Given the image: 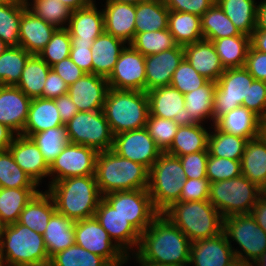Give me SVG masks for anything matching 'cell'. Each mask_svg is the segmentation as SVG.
Here are the masks:
<instances>
[{
  "label": "cell",
  "mask_w": 266,
  "mask_h": 266,
  "mask_svg": "<svg viewBox=\"0 0 266 266\" xmlns=\"http://www.w3.org/2000/svg\"><path fill=\"white\" fill-rule=\"evenodd\" d=\"M10 1H13V0H0V3H6V2H10Z\"/></svg>",
  "instance_id": "obj_75"
},
{
  "label": "cell",
  "mask_w": 266,
  "mask_h": 266,
  "mask_svg": "<svg viewBox=\"0 0 266 266\" xmlns=\"http://www.w3.org/2000/svg\"><path fill=\"white\" fill-rule=\"evenodd\" d=\"M253 266H266V251L253 263Z\"/></svg>",
  "instance_id": "obj_71"
},
{
  "label": "cell",
  "mask_w": 266,
  "mask_h": 266,
  "mask_svg": "<svg viewBox=\"0 0 266 266\" xmlns=\"http://www.w3.org/2000/svg\"><path fill=\"white\" fill-rule=\"evenodd\" d=\"M67 92L68 85L51 69L44 83L43 98L56 99L61 95L67 94Z\"/></svg>",
  "instance_id": "obj_62"
},
{
  "label": "cell",
  "mask_w": 266,
  "mask_h": 266,
  "mask_svg": "<svg viewBox=\"0 0 266 266\" xmlns=\"http://www.w3.org/2000/svg\"><path fill=\"white\" fill-rule=\"evenodd\" d=\"M95 218L127 256L136 252L141 233L103 198L99 201Z\"/></svg>",
  "instance_id": "obj_17"
},
{
  "label": "cell",
  "mask_w": 266,
  "mask_h": 266,
  "mask_svg": "<svg viewBox=\"0 0 266 266\" xmlns=\"http://www.w3.org/2000/svg\"><path fill=\"white\" fill-rule=\"evenodd\" d=\"M207 81L208 80L200 75L184 58L173 73L170 85L182 94H187L203 86Z\"/></svg>",
  "instance_id": "obj_53"
},
{
  "label": "cell",
  "mask_w": 266,
  "mask_h": 266,
  "mask_svg": "<svg viewBox=\"0 0 266 266\" xmlns=\"http://www.w3.org/2000/svg\"><path fill=\"white\" fill-rule=\"evenodd\" d=\"M51 69L57 73L68 86L75 83L86 74V72L80 69L70 57L51 66Z\"/></svg>",
  "instance_id": "obj_61"
},
{
  "label": "cell",
  "mask_w": 266,
  "mask_h": 266,
  "mask_svg": "<svg viewBox=\"0 0 266 266\" xmlns=\"http://www.w3.org/2000/svg\"><path fill=\"white\" fill-rule=\"evenodd\" d=\"M27 9L56 28H67L72 10L58 0H25Z\"/></svg>",
  "instance_id": "obj_46"
},
{
  "label": "cell",
  "mask_w": 266,
  "mask_h": 266,
  "mask_svg": "<svg viewBox=\"0 0 266 266\" xmlns=\"http://www.w3.org/2000/svg\"><path fill=\"white\" fill-rule=\"evenodd\" d=\"M0 266H4V265H3V261H2L1 259H0Z\"/></svg>",
  "instance_id": "obj_77"
},
{
  "label": "cell",
  "mask_w": 266,
  "mask_h": 266,
  "mask_svg": "<svg viewBox=\"0 0 266 266\" xmlns=\"http://www.w3.org/2000/svg\"><path fill=\"white\" fill-rule=\"evenodd\" d=\"M262 122L252 111L240 106L221 116L214 125L225 133L250 140L262 134Z\"/></svg>",
  "instance_id": "obj_29"
},
{
  "label": "cell",
  "mask_w": 266,
  "mask_h": 266,
  "mask_svg": "<svg viewBox=\"0 0 266 266\" xmlns=\"http://www.w3.org/2000/svg\"><path fill=\"white\" fill-rule=\"evenodd\" d=\"M55 212V204L50 194L46 190H39L24 207L17 222L43 235Z\"/></svg>",
  "instance_id": "obj_32"
},
{
  "label": "cell",
  "mask_w": 266,
  "mask_h": 266,
  "mask_svg": "<svg viewBox=\"0 0 266 266\" xmlns=\"http://www.w3.org/2000/svg\"><path fill=\"white\" fill-rule=\"evenodd\" d=\"M6 226L7 224L0 218V244L5 233Z\"/></svg>",
  "instance_id": "obj_73"
},
{
  "label": "cell",
  "mask_w": 266,
  "mask_h": 266,
  "mask_svg": "<svg viewBox=\"0 0 266 266\" xmlns=\"http://www.w3.org/2000/svg\"><path fill=\"white\" fill-rule=\"evenodd\" d=\"M244 68L254 79L266 83V53L255 50L250 45Z\"/></svg>",
  "instance_id": "obj_60"
},
{
  "label": "cell",
  "mask_w": 266,
  "mask_h": 266,
  "mask_svg": "<svg viewBox=\"0 0 266 266\" xmlns=\"http://www.w3.org/2000/svg\"><path fill=\"white\" fill-rule=\"evenodd\" d=\"M54 101L64 124H66L76 115V113L79 112L77 106L74 104L68 93L59 96L54 99Z\"/></svg>",
  "instance_id": "obj_63"
},
{
  "label": "cell",
  "mask_w": 266,
  "mask_h": 266,
  "mask_svg": "<svg viewBox=\"0 0 266 266\" xmlns=\"http://www.w3.org/2000/svg\"><path fill=\"white\" fill-rule=\"evenodd\" d=\"M104 32L130 44L135 37L136 5L122 2H105Z\"/></svg>",
  "instance_id": "obj_24"
},
{
  "label": "cell",
  "mask_w": 266,
  "mask_h": 266,
  "mask_svg": "<svg viewBox=\"0 0 266 266\" xmlns=\"http://www.w3.org/2000/svg\"><path fill=\"white\" fill-rule=\"evenodd\" d=\"M4 266H49L42 234L18 222L7 225L0 244Z\"/></svg>",
  "instance_id": "obj_5"
},
{
  "label": "cell",
  "mask_w": 266,
  "mask_h": 266,
  "mask_svg": "<svg viewBox=\"0 0 266 266\" xmlns=\"http://www.w3.org/2000/svg\"><path fill=\"white\" fill-rule=\"evenodd\" d=\"M126 43L106 32L98 36L92 46V73L108 78Z\"/></svg>",
  "instance_id": "obj_28"
},
{
  "label": "cell",
  "mask_w": 266,
  "mask_h": 266,
  "mask_svg": "<svg viewBox=\"0 0 266 266\" xmlns=\"http://www.w3.org/2000/svg\"><path fill=\"white\" fill-rule=\"evenodd\" d=\"M250 45L255 50L266 53V31L254 30L250 36Z\"/></svg>",
  "instance_id": "obj_65"
},
{
  "label": "cell",
  "mask_w": 266,
  "mask_h": 266,
  "mask_svg": "<svg viewBox=\"0 0 266 266\" xmlns=\"http://www.w3.org/2000/svg\"><path fill=\"white\" fill-rule=\"evenodd\" d=\"M228 266H253V264L241 259H234Z\"/></svg>",
  "instance_id": "obj_70"
},
{
  "label": "cell",
  "mask_w": 266,
  "mask_h": 266,
  "mask_svg": "<svg viewBox=\"0 0 266 266\" xmlns=\"http://www.w3.org/2000/svg\"><path fill=\"white\" fill-rule=\"evenodd\" d=\"M254 78L244 68L225 69L216 82L213 103V125L229 111L248 102V92Z\"/></svg>",
  "instance_id": "obj_11"
},
{
  "label": "cell",
  "mask_w": 266,
  "mask_h": 266,
  "mask_svg": "<svg viewBox=\"0 0 266 266\" xmlns=\"http://www.w3.org/2000/svg\"><path fill=\"white\" fill-rule=\"evenodd\" d=\"M112 150L121 157L140 163L148 169L162 153L146 128L114 135Z\"/></svg>",
  "instance_id": "obj_16"
},
{
  "label": "cell",
  "mask_w": 266,
  "mask_h": 266,
  "mask_svg": "<svg viewBox=\"0 0 266 266\" xmlns=\"http://www.w3.org/2000/svg\"><path fill=\"white\" fill-rule=\"evenodd\" d=\"M69 143L107 151L113 147L114 135L103 110L79 111L65 124Z\"/></svg>",
  "instance_id": "obj_10"
},
{
  "label": "cell",
  "mask_w": 266,
  "mask_h": 266,
  "mask_svg": "<svg viewBox=\"0 0 266 266\" xmlns=\"http://www.w3.org/2000/svg\"><path fill=\"white\" fill-rule=\"evenodd\" d=\"M210 182L207 178H186L179 201H203L209 199Z\"/></svg>",
  "instance_id": "obj_57"
},
{
  "label": "cell",
  "mask_w": 266,
  "mask_h": 266,
  "mask_svg": "<svg viewBox=\"0 0 266 266\" xmlns=\"http://www.w3.org/2000/svg\"><path fill=\"white\" fill-rule=\"evenodd\" d=\"M51 67L38 55L32 54L23 68L21 78L16 85L30 99L43 98L45 80Z\"/></svg>",
  "instance_id": "obj_39"
},
{
  "label": "cell",
  "mask_w": 266,
  "mask_h": 266,
  "mask_svg": "<svg viewBox=\"0 0 266 266\" xmlns=\"http://www.w3.org/2000/svg\"><path fill=\"white\" fill-rule=\"evenodd\" d=\"M216 0H164L165 6L176 12L192 13L201 17Z\"/></svg>",
  "instance_id": "obj_59"
},
{
  "label": "cell",
  "mask_w": 266,
  "mask_h": 266,
  "mask_svg": "<svg viewBox=\"0 0 266 266\" xmlns=\"http://www.w3.org/2000/svg\"><path fill=\"white\" fill-rule=\"evenodd\" d=\"M201 27L207 41L242 35L216 2L201 16Z\"/></svg>",
  "instance_id": "obj_42"
},
{
  "label": "cell",
  "mask_w": 266,
  "mask_h": 266,
  "mask_svg": "<svg viewBox=\"0 0 266 266\" xmlns=\"http://www.w3.org/2000/svg\"><path fill=\"white\" fill-rule=\"evenodd\" d=\"M208 137V151L211 156L241 160L247 138L225 133L211 125ZM212 131V132H211Z\"/></svg>",
  "instance_id": "obj_41"
},
{
  "label": "cell",
  "mask_w": 266,
  "mask_h": 266,
  "mask_svg": "<svg viewBox=\"0 0 266 266\" xmlns=\"http://www.w3.org/2000/svg\"><path fill=\"white\" fill-rule=\"evenodd\" d=\"M8 149L17 165L37 186L44 178L49 177V165L44 160L39 147L30 137L16 135Z\"/></svg>",
  "instance_id": "obj_21"
},
{
  "label": "cell",
  "mask_w": 266,
  "mask_h": 266,
  "mask_svg": "<svg viewBox=\"0 0 266 266\" xmlns=\"http://www.w3.org/2000/svg\"><path fill=\"white\" fill-rule=\"evenodd\" d=\"M263 190L242 174L234 179L210 183L209 201L223 218L249 214Z\"/></svg>",
  "instance_id": "obj_8"
},
{
  "label": "cell",
  "mask_w": 266,
  "mask_h": 266,
  "mask_svg": "<svg viewBox=\"0 0 266 266\" xmlns=\"http://www.w3.org/2000/svg\"><path fill=\"white\" fill-rule=\"evenodd\" d=\"M107 81L109 88L146 92L145 56L127 44Z\"/></svg>",
  "instance_id": "obj_15"
},
{
  "label": "cell",
  "mask_w": 266,
  "mask_h": 266,
  "mask_svg": "<svg viewBox=\"0 0 266 266\" xmlns=\"http://www.w3.org/2000/svg\"><path fill=\"white\" fill-rule=\"evenodd\" d=\"M65 126L54 99L34 98L31 100L27 121L21 135L30 137L50 128Z\"/></svg>",
  "instance_id": "obj_30"
},
{
  "label": "cell",
  "mask_w": 266,
  "mask_h": 266,
  "mask_svg": "<svg viewBox=\"0 0 266 266\" xmlns=\"http://www.w3.org/2000/svg\"><path fill=\"white\" fill-rule=\"evenodd\" d=\"M216 90V82L207 81L198 89L184 94L185 110L191 115V125L207 123L205 120H210L213 125V103Z\"/></svg>",
  "instance_id": "obj_36"
},
{
  "label": "cell",
  "mask_w": 266,
  "mask_h": 266,
  "mask_svg": "<svg viewBox=\"0 0 266 266\" xmlns=\"http://www.w3.org/2000/svg\"><path fill=\"white\" fill-rule=\"evenodd\" d=\"M103 111L113 135L145 128L149 116L147 93L109 88Z\"/></svg>",
  "instance_id": "obj_6"
},
{
  "label": "cell",
  "mask_w": 266,
  "mask_h": 266,
  "mask_svg": "<svg viewBox=\"0 0 266 266\" xmlns=\"http://www.w3.org/2000/svg\"><path fill=\"white\" fill-rule=\"evenodd\" d=\"M255 30L266 31V0L258 1Z\"/></svg>",
  "instance_id": "obj_67"
},
{
  "label": "cell",
  "mask_w": 266,
  "mask_h": 266,
  "mask_svg": "<svg viewBox=\"0 0 266 266\" xmlns=\"http://www.w3.org/2000/svg\"><path fill=\"white\" fill-rule=\"evenodd\" d=\"M25 0L0 3V39L9 46H19V27Z\"/></svg>",
  "instance_id": "obj_44"
},
{
  "label": "cell",
  "mask_w": 266,
  "mask_h": 266,
  "mask_svg": "<svg viewBox=\"0 0 266 266\" xmlns=\"http://www.w3.org/2000/svg\"><path fill=\"white\" fill-rule=\"evenodd\" d=\"M185 180L179 157L162 152L149 169L147 188L152 204L159 214L179 202Z\"/></svg>",
  "instance_id": "obj_7"
},
{
  "label": "cell",
  "mask_w": 266,
  "mask_h": 266,
  "mask_svg": "<svg viewBox=\"0 0 266 266\" xmlns=\"http://www.w3.org/2000/svg\"><path fill=\"white\" fill-rule=\"evenodd\" d=\"M39 147L48 165L63 151L69 143L65 126L50 128L30 136Z\"/></svg>",
  "instance_id": "obj_48"
},
{
  "label": "cell",
  "mask_w": 266,
  "mask_h": 266,
  "mask_svg": "<svg viewBox=\"0 0 266 266\" xmlns=\"http://www.w3.org/2000/svg\"><path fill=\"white\" fill-rule=\"evenodd\" d=\"M242 175L262 190L266 187V138L250 139L241 158Z\"/></svg>",
  "instance_id": "obj_31"
},
{
  "label": "cell",
  "mask_w": 266,
  "mask_h": 266,
  "mask_svg": "<svg viewBox=\"0 0 266 266\" xmlns=\"http://www.w3.org/2000/svg\"><path fill=\"white\" fill-rule=\"evenodd\" d=\"M191 243L178 227L159 214L141 233L134 255L140 261L189 266Z\"/></svg>",
  "instance_id": "obj_1"
},
{
  "label": "cell",
  "mask_w": 266,
  "mask_h": 266,
  "mask_svg": "<svg viewBox=\"0 0 266 266\" xmlns=\"http://www.w3.org/2000/svg\"><path fill=\"white\" fill-rule=\"evenodd\" d=\"M224 69L244 67L250 47V36L225 37L211 41Z\"/></svg>",
  "instance_id": "obj_40"
},
{
  "label": "cell",
  "mask_w": 266,
  "mask_h": 266,
  "mask_svg": "<svg viewBox=\"0 0 266 266\" xmlns=\"http://www.w3.org/2000/svg\"><path fill=\"white\" fill-rule=\"evenodd\" d=\"M130 45L143 56L158 54L178 46L168 29L137 33Z\"/></svg>",
  "instance_id": "obj_47"
},
{
  "label": "cell",
  "mask_w": 266,
  "mask_h": 266,
  "mask_svg": "<svg viewBox=\"0 0 266 266\" xmlns=\"http://www.w3.org/2000/svg\"><path fill=\"white\" fill-rule=\"evenodd\" d=\"M235 258L224 232L191 243L189 266H228Z\"/></svg>",
  "instance_id": "obj_20"
},
{
  "label": "cell",
  "mask_w": 266,
  "mask_h": 266,
  "mask_svg": "<svg viewBox=\"0 0 266 266\" xmlns=\"http://www.w3.org/2000/svg\"><path fill=\"white\" fill-rule=\"evenodd\" d=\"M97 151L91 147L68 143L49 165V184L68 177L95 175Z\"/></svg>",
  "instance_id": "obj_14"
},
{
  "label": "cell",
  "mask_w": 266,
  "mask_h": 266,
  "mask_svg": "<svg viewBox=\"0 0 266 266\" xmlns=\"http://www.w3.org/2000/svg\"><path fill=\"white\" fill-rule=\"evenodd\" d=\"M256 223L266 232V195L262 194L250 212Z\"/></svg>",
  "instance_id": "obj_64"
},
{
  "label": "cell",
  "mask_w": 266,
  "mask_h": 266,
  "mask_svg": "<svg viewBox=\"0 0 266 266\" xmlns=\"http://www.w3.org/2000/svg\"><path fill=\"white\" fill-rule=\"evenodd\" d=\"M31 55L21 46H9L0 55V85L16 86Z\"/></svg>",
  "instance_id": "obj_45"
},
{
  "label": "cell",
  "mask_w": 266,
  "mask_h": 266,
  "mask_svg": "<svg viewBox=\"0 0 266 266\" xmlns=\"http://www.w3.org/2000/svg\"><path fill=\"white\" fill-rule=\"evenodd\" d=\"M135 35L168 29L169 9L161 0H144L136 4Z\"/></svg>",
  "instance_id": "obj_35"
},
{
  "label": "cell",
  "mask_w": 266,
  "mask_h": 266,
  "mask_svg": "<svg viewBox=\"0 0 266 266\" xmlns=\"http://www.w3.org/2000/svg\"><path fill=\"white\" fill-rule=\"evenodd\" d=\"M57 28L26 9L21 16L19 27V46L28 53L38 55L51 40Z\"/></svg>",
  "instance_id": "obj_27"
},
{
  "label": "cell",
  "mask_w": 266,
  "mask_h": 266,
  "mask_svg": "<svg viewBox=\"0 0 266 266\" xmlns=\"http://www.w3.org/2000/svg\"><path fill=\"white\" fill-rule=\"evenodd\" d=\"M38 191V188H0V218L7 225L16 223L24 207Z\"/></svg>",
  "instance_id": "obj_43"
},
{
  "label": "cell",
  "mask_w": 266,
  "mask_h": 266,
  "mask_svg": "<svg viewBox=\"0 0 266 266\" xmlns=\"http://www.w3.org/2000/svg\"><path fill=\"white\" fill-rule=\"evenodd\" d=\"M184 58L209 81L217 82L225 71L211 41L203 39L184 46Z\"/></svg>",
  "instance_id": "obj_26"
},
{
  "label": "cell",
  "mask_w": 266,
  "mask_h": 266,
  "mask_svg": "<svg viewBox=\"0 0 266 266\" xmlns=\"http://www.w3.org/2000/svg\"><path fill=\"white\" fill-rule=\"evenodd\" d=\"M9 47L4 41L0 39V55Z\"/></svg>",
  "instance_id": "obj_74"
},
{
  "label": "cell",
  "mask_w": 266,
  "mask_h": 266,
  "mask_svg": "<svg viewBox=\"0 0 266 266\" xmlns=\"http://www.w3.org/2000/svg\"><path fill=\"white\" fill-rule=\"evenodd\" d=\"M0 188H38L17 165L9 149L0 152Z\"/></svg>",
  "instance_id": "obj_49"
},
{
  "label": "cell",
  "mask_w": 266,
  "mask_h": 266,
  "mask_svg": "<svg viewBox=\"0 0 266 266\" xmlns=\"http://www.w3.org/2000/svg\"><path fill=\"white\" fill-rule=\"evenodd\" d=\"M191 241L208 239L223 232V217L209 200L176 202L163 213Z\"/></svg>",
  "instance_id": "obj_4"
},
{
  "label": "cell",
  "mask_w": 266,
  "mask_h": 266,
  "mask_svg": "<svg viewBox=\"0 0 266 266\" xmlns=\"http://www.w3.org/2000/svg\"><path fill=\"white\" fill-rule=\"evenodd\" d=\"M74 230L76 245L100 255L112 266L128 263V256L112 241L95 216L75 221Z\"/></svg>",
  "instance_id": "obj_13"
},
{
  "label": "cell",
  "mask_w": 266,
  "mask_h": 266,
  "mask_svg": "<svg viewBox=\"0 0 266 266\" xmlns=\"http://www.w3.org/2000/svg\"><path fill=\"white\" fill-rule=\"evenodd\" d=\"M240 33L251 36L256 29V0H216Z\"/></svg>",
  "instance_id": "obj_38"
},
{
  "label": "cell",
  "mask_w": 266,
  "mask_h": 266,
  "mask_svg": "<svg viewBox=\"0 0 266 266\" xmlns=\"http://www.w3.org/2000/svg\"><path fill=\"white\" fill-rule=\"evenodd\" d=\"M144 0H106L105 2H122L136 5L137 3Z\"/></svg>",
  "instance_id": "obj_72"
},
{
  "label": "cell",
  "mask_w": 266,
  "mask_h": 266,
  "mask_svg": "<svg viewBox=\"0 0 266 266\" xmlns=\"http://www.w3.org/2000/svg\"><path fill=\"white\" fill-rule=\"evenodd\" d=\"M31 100L16 86L0 85V123L16 135L23 132Z\"/></svg>",
  "instance_id": "obj_23"
},
{
  "label": "cell",
  "mask_w": 266,
  "mask_h": 266,
  "mask_svg": "<svg viewBox=\"0 0 266 266\" xmlns=\"http://www.w3.org/2000/svg\"><path fill=\"white\" fill-rule=\"evenodd\" d=\"M131 258L134 259V261H137L136 263H138L139 266H176V265H170V264L169 265L168 264H155V263H150L147 261H140L134 254L129 255L127 261H131Z\"/></svg>",
  "instance_id": "obj_69"
},
{
  "label": "cell",
  "mask_w": 266,
  "mask_h": 266,
  "mask_svg": "<svg viewBox=\"0 0 266 266\" xmlns=\"http://www.w3.org/2000/svg\"><path fill=\"white\" fill-rule=\"evenodd\" d=\"M70 37L79 42L93 43L104 32V15L96 0L88 6L72 11L67 27Z\"/></svg>",
  "instance_id": "obj_25"
},
{
  "label": "cell",
  "mask_w": 266,
  "mask_h": 266,
  "mask_svg": "<svg viewBox=\"0 0 266 266\" xmlns=\"http://www.w3.org/2000/svg\"><path fill=\"white\" fill-rule=\"evenodd\" d=\"M70 39H71V49H70L71 60L84 72L92 73L91 46L93 43L79 42L74 37H70Z\"/></svg>",
  "instance_id": "obj_58"
},
{
  "label": "cell",
  "mask_w": 266,
  "mask_h": 266,
  "mask_svg": "<svg viewBox=\"0 0 266 266\" xmlns=\"http://www.w3.org/2000/svg\"><path fill=\"white\" fill-rule=\"evenodd\" d=\"M178 127L174 120L149 115L145 128L156 146L162 152H166L174 140Z\"/></svg>",
  "instance_id": "obj_52"
},
{
  "label": "cell",
  "mask_w": 266,
  "mask_h": 266,
  "mask_svg": "<svg viewBox=\"0 0 266 266\" xmlns=\"http://www.w3.org/2000/svg\"><path fill=\"white\" fill-rule=\"evenodd\" d=\"M72 11L88 6L93 0H58Z\"/></svg>",
  "instance_id": "obj_68"
},
{
  "label": "cell",
  "mask_w": 266,
  "mask_h": 266,
  "mask_svg": "<svg viewBox=\"0 0 266 266\" xmlns=\"http://www.w3.org/2000/svg\"><path fill=\"white\" fill-rule=\"evenodd\" d=\"M102 198L140 233H143L159 215L147 189L117 191L103 195Z\"/></svg>",
  "instance_id": "obj_12"
},
{
  "label": "cell",
  "mask_w": 266,
  "mask_h": 266,
  "mask_svg": "<svg viewBox=\"0 0 266 266\" xmlns=\"http://www.w3.org/2000/svg\"><path fill=\"white\" fill-rule=\"evenodd\" d=\"M168 30L176 43L183 47L203 40L201 17L192 13L169 10Z\"/></svg>",
  "instance_id": "obj_37"
},
{
  "label": "cell",
  "mask_w": 266,
  "mask_h": 266,
  "mask_svg": "<svg viewBox=\"0 0 266 266\" xmlns=\"http://www.w3.org/2000/svg\"><path fill=\"white\" fill-rule=\"evenodd\" d=\"M243 107L256 114L262 121L266 120V83L254 79L248 92V102Z\"/></svg>",
  "instance_id": "obj_56"
},
{
  "label": "cell",
  "mask_w": 266,
  "mask_h": 266,
  "mask_svg": "<svg viewBox=\"0 0 266 266\" xmlns=\"http://www.w3.org/2000/svg\"><path fill=\"white\" fill-rule=\"evenodd\" d=\"M206 174L210 183L234 179L242 174L241 160L218 158L209 154Z\"/></svg>",
  "instance_id": "obj_54"
},
{
  "label": "cell",
  "mask_w": 266,
  "mask_h": 266,
  "mask_svg": "<svg viewBox=\"0 0 266 266\" xmlns=\"http://www.w3.org/2000/svg\"><path fill=\"white\" fill-rule=\"evenodd\" d=\"M49 266H112L105 258L76 244L57 253Z\"/></svg>",
  "instance_id": "obj_50"
},
{
  "label": "cell",
  "mask_w": 266,
  "mask_h": 266,
  "mask_svg": "<svg viewBox=\"0 0 266 266\" xmlns=\"http://www.w3.org/2000/svg\"><path fill=\"white\" fill-rule=\"evenodd\" d=\"M149 101V115L174 120L178 126L191 125V115L185 110L184 94L176 88L162 86L146 92Z\"/></svg>",
  "instance_id": "obj_18"
},
{
  "label": "cell",
  "mask_w": 266,
  "mask_h": 266,
  "mask_svg": "<svg viewBox=\"0 0 266 266\" xmlns=\"http://www.w3.org/2000/svg\"><path fill=\"white\" fill-rule=\"evenodd\" d=\"M15 136L10 128L0 123V152L9 148Z\"/></svg>",
  "instance_id": "obj_66"
},
{
  "label": "cell",
  "mask_w": 266,
  "mask_h": 266,
  "mask_svg": "<svg viewBox=\"0 0 266 266\" xmlns=\"http://www.w3.org/2000/svg\"><path fill=\"white\" fill-rule=\"evenodd\" d=\"M184 169L186 178H207L206 167L209 151H200L178 156Z\"/></svg>",
  "instance_id": "obj_55"
},
{
  "label": "cell",
  "mask_w": 266,
  "mask_h": 266,
  "mask_svg": "<svg viewBox=\"0 0 266 266\" xmlns=\"http://www.w3.org/2000/svg\"><path fill=\"white\" fill-rule=\"evenodd\" d=\"M263 194L266 195V187L263 189Z\"/></svg>",
  "instance_id": "obj_76"
},
{
  "label": "cell",
  "mask_w": 266,
  "mask_h": 266,
  "mask_svg": "<svg viewBox=\"0 0 266 266\" xmlns=\"http://www.w3.org/2000/svg\"><path fill=\"white\" fill-rule=\"evenodd\" d=\"M184 59V47L162 51L145 56L146 92L162 86H169L173 73Z\"/></svg>",
  "instance_id": "obj_22"
},
{
  "label": "cell",
  "mask_w": 266,
  "mask_h": 266,
  "mask_svg": "<svg viewBox=\"0 0 266 266\" xmlns=\"http://www.w3.org/2000/svg\"><path fill=\"white\" fill-rule=\"evenodd\" d=\"M74 223L58 212H55L43 233L44 243L49 259L54 255L75 244Z\"/></svg>",
  "instance_id": "obj_33"
},
{
  "label": "cell",
  "mask_w": 266,
  "mask_h": 266,
  "mask_svg": "<svg viewBox=\"0 0 266 266\" xmlns=\"http://www.w3.org/2000/svg\"><path fill=\"white\" fill-rule=\"evenodd\" d=\"M108 89L107 78L86 73L68 86L67 93L78 111H97L103 110Z\"/></svg>",
  "instance_id": "obj_19"
},
{
  "label": "cell",
  "mask_w": 266,
  "mask_h": 266,
  "mask_svg": "<svg viewBox=\"0 0 266 266\" xmlns=\"http://www.w3.org/2000/svg\"><path fill=\"white\" fill-rule=\"evenodd\" d=\"M47 185L56 212L73 221L95 216L102 198L95 175L68 177Z\"/></svg>",
  "instance_id": "obj_2"
},
{
  "label": "cell",
  "mask_w": 266,
  "mask_h": 266,
  "mask_svg": "<svg viewBox=\"0 0 266 266\" xmlns=\"http://www.w3.org/2000/svg\"><path fill=\"white\" fill-rule=\"evenodd\" d=\"M210 130L203 124L179 126L174 140L166 153L173 156L208 151V137Z\"/></svg>",
  "instance_id": "obj_34"
},
{
  "label": "cell",
  "mask_w": 266,
  "mask_h": 266,
  "mask_svg": "<svg viewBox=\"0 0 266 266\" xmlns=\"http://www.w3.org/2000/svg\"><path fill=\"white\" fill-rule=\"evenodd\" d=\"M95 177L103 196L117 191L147 189L149 169L110 149L97 153Z\"/></svg>",
  "instance_id": "obj_3"
},
{
  "label": "cell",
  "mask_w": 266,
  "mask_h": 266,
  "mask_svg": "<svg viewBox=\"0 0 266 266\" xmlns=\"http://www.w3.org/2000/svg\"><path fill=\"white\" fill-rule=\"evenodd\" d=\"M223 232L232 247L235 258L254 263L266 251V232L256 223L251 214H238L223 218Z\"/></svg>",
  "instance_id": "obj_9"
},
{
  "label": "cell",
  "mask_w": 266,
  "mask_h": 266,
  "mask_svg": "<svg viewBox=\"0 0 266 266\" xmlns=\"http://www.w3.org/2000/svg\"><path fill=\"white\" fill-rule=\"evenodd\" d=\"M71 39L67 28H57L51 40L39 52L38 56L50 67L70 57Z\"/></svg>",
  "instance_id": "obj_51"
}]
</instances>
